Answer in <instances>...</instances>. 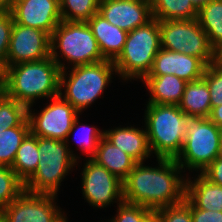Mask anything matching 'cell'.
<instances>
[{
  "instance_id": "cell-23",
  "label": "cell",
  "mask_w": 222,
  "mask_h": 222,
  "mask_svg": "<svg viewBox=\"0 0 222 222\" xmlns=\"http://www.w3.org/2000/svg\"><path fill=\"white\" fill-rule=\"evenodd\" d=\"M178 107L187 117L209 118L212 110L210 91L203 77L187 83Z\"/></svg>"
},
{
  "instance_id": "cell-30",
  "label": "cell",
  "mask_w": 222,
  "mask_h": 222,
  "mask_svg": "<svg viewBox=\"0 0 222 222\" xmlns=\"http://www.w3.org/2000/svg\"><path fill=\"white\" fill-rule=\"evenodd\" d=\"M24 190V182L12 168L0 166V213Z\"/></svg>"
},
{
  "instance_id": "cell-11",
  "label": "cell",
  "mask_w": 222,
  "mask_h": 222,
  "mask_svg": "<svg viewBox=\"0 0 222 222\" xmlns=\"http://www.w3.org/2000/svg\"><path fill=\"white\" fill-rule=\"evenodd\" d=\"M28 107L30 132L42 138L66 141L79 112L60 95L50 98L38 108Z\"/></svg>"
},
{
  "instance_id": "cell-22",
  "label": "cell",
  "mask_w": 222,
  "mask_h": 222,
  "mask_svg": "<svg viewBox=\"0 0 222 222\" xmlns=\"http://www.w3.org/2000/svg\"><path fill=\"white\" fill-rule=\"evenodd\" d=\"M97 164L124 181L137 162L122 150L115 147L104 136L99 141L95 155L91 158Z\"/></svg>"
},
{
  "instance_id": "cell-38",
  "label": "cell",
  "mask_w": 222,
  "mask_h": 222,
  "mask_svg": "<svg viewBox=\"0 0 222 222\" xmlns=\"http://www.w3.org/2000/svg\"><path fill=\"white\" fill-rule=\"evenodd\" d=\"M12 0H0V13L9 12Z\"/></svg>"
},
{
  "instance_id": "cell-40",
  "label": "cell",
  "mask_w": 222,
  "mask_h": 222,
  "mask_svg": "<svg viewBox=\"0 0 222 222\" xmlns=\"http://www.w3.org/2000/svg\"><path fill=\"white\" fill-rule=\"evenodd\" d=\"M193 3L197 8H199L201 5L205 4L208 0H186Z\"/></svg>"
},
{
  "instance_id": "cell-33",
  "label": "cell",
  "mask_w": 222,
  "mask_h": 222,
  "mask_svg": "<svg viewBox=\"0 0 222 222\" xmlns=\"http://www.w3.org/2000/svg\"><path fill=\"white\" fill-rule=\"evenodd\" d=\"M203 78L210 91L211 108L222 104V64L215 62L206 67Z\"/></svg>"
},
{
  "instance_id": "cell-13",
  "label": "cell",
  "mask_w": 222,
  "mask_h": 222,
  "mask_svg": "<svg viewBox=\"0 0 222 222\" xmlns=\"http://www.w3.org/2000/svg\"><path fill=\"white\" fill-rule=\"evenodd\" d=\"M51 36L43 30L14 22L6 59V67L40 61L50 56Z\"/></svg>"
},
{
  "instance_id": "cell-31",
  "label": "cell",
  "mask_w": 222,
  "mask_h": 222,
  "mask_svg": "<svg viewBox=\"0 0 222 222\" xmlns=\"http://www.w3.org/2000/svg\"><path fill=\"white\" fill-rule=\"evenodd\" d=\"M116 208V213L108 218H100L99 222H149L154 216L155 212L145 206L131 204L128 202H121ZM102 219V220H101Z\"/></svg>"
},
{
  "instance_id": "cell-35",
  "label": "cell",
  "mask_w": 222,
  "mask_h": 222,
  "mask_svg": "<svg viewBox=\"0 0 222 222\" xmlns=\"http://www.w3.org/2000/svg\"><path fill=\"white\" fill-rule=\"evenodd\" d=\"M191 216L193 222H222V211L198 209L192 203Z\"/></svg>"
},
{
  "instance_id": "cell-44",
  "label": "cell",
  "mask_w": 222,
  "mask_h": 222,
  "mask_svg": "<svg viewBox=\"0 0 222 222\" xmlns=\"http://www.w3.org/2000/svg\"><path fill=\"white\" fill-rule=\"evenodd\" d=\"M149 222H159L156 216H154Z\"/></svg>"
},
{
  "instance_id": "cell-19",
  "label": "cell",
  "mask_w": 222,
  "mask_h": 222,
  "mask_svg": "<svg viewBox=\"0 0 222 222\" xmlns=\"http://www.w3.org/2000/svg\"><path fill=\"white\" fill-rule=\"evenodd\" d=\"M141 83L148 96L145 103L178 105L188 82L176 75L166 74L147 75Z\"/></svg>"
},
{
  "instance_id": "cell-8",
  "label": "cell",
  "mask_w": 222,
  "mask_h": 222,
  "mask_svg": "<svg viewBox=\"0 0 222 222\" xmlns=\"http://www.w3.org/2000/svg\"><path fill=\"white\" fill-rule=\"evenodd\" d=\"M220 128L209 118L188 117L184 144L175 159L186 175L201 173L218 156Z\"/></svg>"
},
{
  "instance_id": "cell-14",
  "label": "cell",
  "mask_w": 222,
  "mask_h": 222,
  "mask_svg": "<svg viewBox=\"0 0 222 222\" xmlns=\"http://www.w3.org/2000/svg\"><path fill=\"white\" fill-rule=\"evenodd\" d=\"M17 24L52 35L62 21L59 0H12L9 11Z\"/></svg>"
},
{
  "instance_id": "cell-36",
  "label": "cell",
  "mask_w": 222,
  "mask_h": 222,
  "mask_svg": "<svg viewBox=\"0 0 222 222\" xmlns=\"http://www.w3.org/2000/svg\"><path fill=\"white\" fill-rule=\"evenodd\" d=\"M201 174L213 184L222 186V159L217 157Z\"/></svg>"
},
{
  "instance_id": "cell-6",
  "label": "cell",
  "mask_w": 222,
  "mask_h": 222,
  "mask_svg": "<svg viewBox=\"0 0 222 222\" xmlns=\"http://www.w3.org/2000/svg\"><path fill=\"white\" fill-rule=\"evenodd\" d=\"M50 56L61 71L105 60L87 22L61 21L51 35Z\"/></svg>"
},
{
  "instance_id": "cell-26",
  "label": "cell",
  "mask_w": 222,
  "mask_h": 222,
  "mask_svg": "<svg viewBox=\"0 0 222 222\" xmlns=\"http://www.w3.org/2000/svg\"><path fill=\"white\" fill-rule=\"evenodd\" d=\"M152 17L160 21L197 18L198 8L186 0H149Z\"/></svg>"
},
{
  "instance_id": "cell-43",
  "label": "cell",
  "mask_w": 222,
  "mask_h": 222,
  "mask_svg": "<svg viewBox=\"0 0 222 222\" xmlns=\"http://www.w3.org/2000/svg\"><path fill=\"white\" fill-rule=\"evenodd\" d=\"M5 95L4 89L0 86V99Z\"/></svg>"
},
{
  "instance_id": "cell-18",
  "label": "cell",
  "mask_w": 222,
  "mask_h": 222,
  "mask_svg": "<svg viewBox=\"0 0 222 222\" xmlns=\"http://www.w3.org/2000/svg\"><path fill=\"white\" fill-rule=\"evenodd\" d=\"M81 115H85V113L79 114L75 119L66 139L69 152L76 161L91 159L95 155L99 141L104 136V127L99 126L98 128L96 122H93V125L87 124V119L83 121Z\"/></svg>"
},
{
  "instance_id": "cell-28",
  "label": "cell",
  "mask_w": 222,
  "mask_h": 222,
  "mask_svg": "<svg viewBox=\"0 0 222 222\" xmlns=\"http://www.w3.org/2000/svg\"><path fill=\"white\" fill-rule=\"evenodd\" d=\"M16 126H30L28 107L4 95L0 99V131Z\"/></svg>"
},
{
  "instance_id": "cell-10",
  "label": "cell",
  "mask_w": 222,
  "mask_h": 222,
  "mask_svg": "<svg viewBox=\"0 0 222 222\" xmlns=\"http://www.w3.org/2000/svg\"><path fill=\"white\" fill-rule=\"evenodd\" d=\"M77 171L80 174L78 176L81 184V186L79 184L80 193L82 194L81 199L88 203L90 209H101L106 212L107 207L108 209L111 206L116 207L124 201L123 181L105 167L97 164L92 159H83V162L82 160L76 162L75 172L78 174Z\"/></svg>"
},
{
  "instance_id": "cell-39",
  "label": "cell",
  "mask_w": 222,
  "mask_h": 222,
  "mask_svg": "<svg viewBox=\"0 0 222 222\" xmlns=\"http://www.w3.org/2000/svg\"><path fill=\"white\" fill-rule=\"evenodd\" d=\"M67 212V213H66ZM69 211H65L55 222H71L67 216Z\"/></svg>"
},
{
  "instance_id": "cell-3",
  "label": "cell",
  "mask_w": 222,
  "mask_h": 222,
  "mask_svg": "<svg viewBox=\"0 0 222 222\" xmlns=\"http://www.w3.org/2000/svg\"><path fill=\"white\" fill-rule=\"evenodd\" d=\"M114 80L119 79L113 61L103 60L72 67L60 73L59 95L83 114L94 107L98 99L104 100V93H108Z\"/></svg>"
},
{
  "instance_id": "cell-16",
  "label": "cell",
  "mask_w": 222,
  "mask_h": 222,
  "mask_svg": "<svg viewBox=\"0 0 222 222\" xmlns=\"http://www.w3.org/2000/svg\"><path fill=\"white\" fill-rule=\"evenodd\" d=\"M141 123L142 126H140L141 124L132 125V122L129 123V121L125 125L118 123L116 126L115 124V127L104 129V137L137 163H146L149 160L153 162L154 157L149 147L146 129L142 121Z\"/></svg>"
},
{
  "instance_id": "cell-4",
  "label": "cell",
  "mask_w": 222,
  "mask_h": 222,
  "mask_svg": "<svg viewBox=\"0 0 222 222\" xmlns=\"http://www.w3.org/2000/svg\"><path fill=\"white\" fill-rule=\"evenodd\" d=\"M142 122L155 158L176 159L182 150L188 117L178 105L144 103Z\"/></svg>"
},
{
  "instance_id": "cell-25",
  "label": "cell",
  "mask_w": 222,
  "mask_h": 222,
  "mask_svg": "<svg viewBox=\"0 0 222 222\" xmlns=\"http://www.w3.org/2000/svg\"><path fill=\"white\" fill-rule=\"evenodd\" d=\"M37 136L29 132L18 148L12 170L25 183L36 171L39 162Z\"/></svg>"
},
{
  "instance_id": "cell-29",
  "label": "cell",
  "mask_w": 222,
  "mask_h": 222,
  "mask_svg": "<svg viewBox=\"0 0 222 222\" xmlns=\"http://www.w3.org/2000/svg\"><path fill=\"white\" fill-rule=\"evenodd\" d=\"M63 21L87 22L98 13L100 0H59Z\"/></svg>"
},
{
  "instance_id": "cell-41",
  "label": "cell",
  "mask_w": 222,
  "mask_h": 222,
  "mask_svg": "<svg viewBox=\"0 0 222 222\" xmlns=\"http://www.w3.org/2000/svg\"><path fill=\"white\" fill-rule=\"evenodd\" d=\"M217 61L222 62V49L217 53Z\"/></svg>"
},
{
  "instance_id": "cell-5",
  "label": "cell",
  "mask_w": 222,
  "mask_h": 222,
  "mask_svg": "<svg viewBox=\"0 0 222 222\" xmlns=\"http://www.w3.org/2000/svg\"><path fill=\"white\" fill-rule=\"evenodd\" d=\"M160 49L158 19L152 18L145 25L128 32L123 51L114 61L118 83L126 85L134 84L136 81V85H139L150 72L154 58Z\"/></svg>"
},
{
  "instance_id": "cell-1",
  "label": "cell",
  "mask_w": 222,
  "mask_h": 222,
  "mask_svg": "<svg viewBox=\"0 0 222 222\" xmlns=\"http://www.w3.org/2000/svg\"><path fill=\"white\" fill-rule=\"evenodd\" d=\"M137 163L123 181L125 202L153 211L175 205L185 199L187 175L175 159H154ZM155 164V165H153Z\"/></svg>"
},
{
  "instance_id": "cell-34",
  "label": "cell",
  "mask_w": 222,
  "mask_h": 222,
  "mask_svg": "<svg viewBox=\"0 0 222 222\" xmlns=\"http://www.w3.org/2000/svg\"><path fill=\"white\" fill-rule=\"evenodd\" d=\"M14 21L10 12L0 13V73L6 67L11 30Z\"/></svg>"
},
{
  "instance_id": "cell-2",
  "label": "cell",
  "mask_w": 222,
  "mask_h": 222,
  "mask_svg": "<svg viewBox=\"0 0 222 222\" xmlns=\"http://www.w3.org/2000/svg\"><path fill=\"white\" fill-rule=\"evenodd\" d=\"M60 73V67L49 56L40 61L5 67L0 73V86L8 98L27 107H36L59 95Z\"/></svg>"
},
{
  "instance_id": "cell-9",
  "label": "cell",
  "mask_w": 222,
  "mask_h": 222,
  "mask_svg": "<svg viewBox=\"0 0 222 222\" xmlns=\"http://www.w3.org/2000/svg\"><path fill=\"white\" fill-rule=\"evenodd\" d=\"M161 48L201 59L207 66L217 62V52L197 18L159 20Z\"/></svg>"
},
{
  "instance_id": "cell-21",
  "label": "cell",
  "mask_w": 222,
  "mask_h": 222,
  "mask_svg": "<svg viewBox=\"0 0 222 222\" xmlns=\"http://www.w3.org/2000/svg\"><path fill=\"white\" fill-rule=\"evenodd\" d=\"M185 197L198 209L222 211V186L201 173L187 175Z\"/></svg>"
},
{
  "instance_id": "cell-17",
  "label": "cell",
  "mask_w": 222,
  "mask_h": 222,
  "mask_svg": "<svg viewBox=\"0 0 222 222\" xmlns=\"http://www.w3.org/2000/svg\"><path fill=\"white\" fill-rule=\"evenodd\" d=\"M206 67L197 57L161 48L148 75L172 74L191 82L202 78Z\"/></svg>"
},
{
  "instance_id": "cell-45",
  "label": "cell",
  "mask_w": 222,
  "mask_h": 222,
  "mask_svg": "<svg viewBox=\"0 0 222 222\" xmlns=\"http://www.w3.org/2000/svg\"><path fill=\"white\" fill-rule=\"evenodd\" d=\"M0 222H5V219L1 213H0Z\"/></svg>"
},
{
  "instance_id": "cell-42",
  "label": "cell",
  "mask_w": 222,
  "mask_h": 222,
  "mask_svg": "<svg viewBox=\"0 0 222 222\" xmlns=\"http://www.w3.org/2000/svg\"><path fill=\"white\" fill-rule=\"evenodd\" d=\"M217 157L222 159V142H220L219 151H218V156Z\"/></svg>"
},
{
  "instance_id": "cell-15",
  "label": "cell",
  "mask_w": 222,
  "mask_h": 222,
  "mask_svg": "<svg viewBox=\"0 0 222 222\" xmlns=\"http://www.w3.org/2000/svg\"><path fill=\"white\" fill-rule=\"evenodd\" d=\"M98 13L126 32L153 18L149 0H100Z\"/></svg>"
},
{
  "instance_id": "cell-20",
  "label": "cell",
  "mask_w": 222,
  "mask_h": 222,
  "mask_svg": "<svg viewBox=\"0 0 222 222\" xmlns=\"http://www.w3.org/2000/svg\"><path fill=\"white\" fill-rule=\"evenodd\" d=\"M87 24L96 38L103 58L114 62L123 51L128 32L110 24L99 13L94 14Z\"/></svg>"
},
{
  "instance_id": "cell-37",
  "label": "cell",
  "mask_w": 222,
  "mask_h": 222,
  "mask_svg": "<svg viewBox=\"0 0 222 222\" xmlns=\"http://www.w3.org/2000/svg\"><path fill=\"white\" fill-rule=\"evenodd\" d=\"M209 119L219 128L222 127V104L212 108Z\"/></svg>"
},
{
  "instance_id": "cell-7",
  "label": "cell",
  "mask_w": 222,
  "mask_h": 222,
  "mask_svg": "<svg viewBox=\"0 0 222 222\" xmlns=\"http://www.w3.org/2000/svg\"><path fill=\"white\" fill-rule=\"evenodd\" d=\"M37 145L40 160L34 174L24 183L25 191L58 196L63 182L73 176L77 161L66 141L37 137Z\"/></svg>"
},
{
  "instance_id": "cell-32",
  "label": "cell",
  "mask_w": 222,
  "mask_h": 222,
  "mask_svg": "<svg viewBox=\"0 0 222 222\" xmlns=\"http://www.w3.org/2000/svg\"><path fill=\"white\" fill-rule=\"evenodd\" d=\"M154 212L159 222H193L191 202L186 197L178 204L169 205Z\"/></svg>"
},
{
  "instance_id": "cell-24",
  "label": "cell",
  "mask_w": 222,
  "mask_h": 222,
  "mask_svg": "<svg viewBox=\"0 0 222 222\" xmlns=\"http://www.w3.org/2000/svg\"><path fill=\"white\" fill-rule=\"evenodd\" d=\"M197 20L218 53L222 49V0H208L201 5Z\"/></svg>"
},
{
  "instance_id": "cell-12",
  "label": "cell",
  "mask_w": 222,
  "mask_h": 222,
  "mask_svg": "<svg viewBox=\"0 0 222 222\" xmlns=\"http://www.w3.org/2000/svg\"><path fill=\"white\" fill-rule=\"evenodd\" d=\"M58 197L24 190L1 214L5 222H55L65 212Z\"/></svg>"
},
{
  "instance_id": "cell-27",
  "label": "cell",
  "mask_w": 222,
  "mask_h": 222,
  "mask_svg": "<svg viewBox=\"0 0 222 222\" xmlns=\"http://www.w3.org/2000/svg\"><path fill=\"white\" fill-rule=\"evenodd\" d=\"M30 126H16L0 131V166L11 167Z\"/></svg>"
},
{
  "instance_id": "cell-46",
  "label": "cell",
  "mask_w": 222,
  "mask_h": 222,
  "mask_svg": "<svg viewBox=\"0 0 222 222\" xmlns=\"http://www.w3.org/2000/svg\"><path fill=\"white\" fill-rule=\"evenodd\" d=\"M220 142H222V127H220Z\"/></svg>"
}]
</instances>
